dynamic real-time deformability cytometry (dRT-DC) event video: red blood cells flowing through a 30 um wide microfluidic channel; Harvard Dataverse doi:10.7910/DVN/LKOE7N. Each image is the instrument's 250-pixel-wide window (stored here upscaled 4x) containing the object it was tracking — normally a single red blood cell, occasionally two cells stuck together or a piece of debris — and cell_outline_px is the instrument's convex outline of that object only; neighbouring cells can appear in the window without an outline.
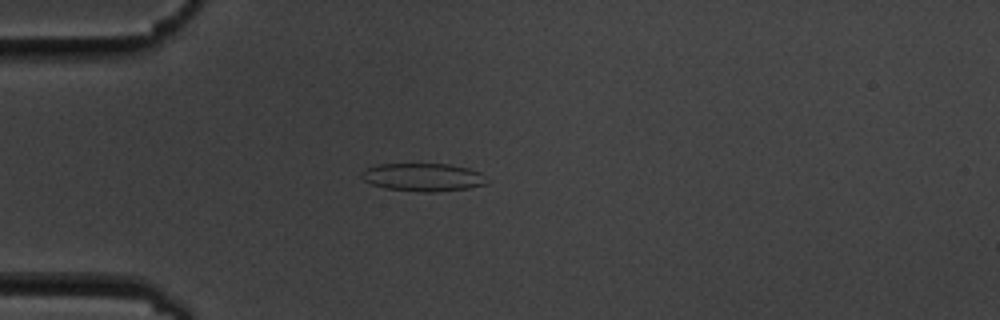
{"species": "common noctule bat (a hibernating species)", "species_latin": "Nyctalus noctula", "temperature_condition": "cold", "stored_images_in_passage": 3, "camera_frame_rate_fps": 3000, "um_per_image_px": 0.085, "animal": {"sex": "male", "body_mass_g": 19.5, "forearm_length_mm": 54.6}, "frame": {"image": 1, "passage_image": 3, "time_ms": 2.333, "image_size_px": [1000, 320], "cell_outline_px": [[488, 184], [468, 188], [432, 192], [424, 192], [384, 188], [372, 184], [364, 180], [360, 176], [368, 168], [376, 164], [448, 164], [468, 168], [480, 172], [488, 180]], "centroid_in_image_um": [35.99, 15.06], "position_along_channel_um": 49.0, "area_um2": 20.35}}